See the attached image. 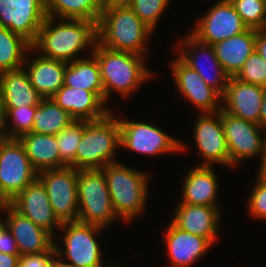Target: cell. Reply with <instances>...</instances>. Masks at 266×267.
<instances>
[{
	"label": "cell",
	"instance_id": "obj_1",
	"mask_svg": "<svg viewBox=\"0 0 266 267\" xmlns=\"http://www.w3.org/2000/svg\"><path fill=\"white\" fill-rule=\"evenodd\" d=\"M47 16L38 31L36 40L31 44L32 52L38 50L40 56L73 62L83 49L95 47L97 42V22L85 19L60 18ZM65 20V21H64ZM87 47V48H86Z\"/></svg>",
	"mask_w": 266,
	"mask_h": 267
},
{
	"label": "cell",
	"instance_id": "obj_2",
	"mask_svg": "<svg viewBox=\"0 0 266 267\" xmlns=\"http://www.w3.org/2000/svg\"><path fill=\"white\" fill-rule=\"evenodd\" d=\"M151 30L128 6L102 10L97 22V42L108 49L145 56Z\"/></svg>",
	"mask_w": 266,
	"mask_h": 267
},
{
	"label": "cell",
	"instance_id": "obj_3",
	"mask_svg": "<svg viewBox=\"0 0 266 267\" xmlns=\"http://www.w3.org/2000/svg\"><path fill=\"white\" fill-rule=\"evenodd\" d=\"M92 54L96 57L104 88V104L116 91L121 97H127L138 89L152 73L143 62L144 56L130 52L116 51L96 42Z\"/></svg>",
	"mask_w": 266,
	"mask_h": 267
},
{
	"label": "cell",
	"instance_id": "obj_4",
	"mask_svg": "<svg viewBox=\"0 0 266 267\" xmlns=\"http://www.w3.org/2000/svg\"><path fill=\"white\" fill-rule=\"evenodd\" d=\"M115 214L130 222L144 212L148 193V176L123 163H109L102 168Z\"/></svg>",
	"mask_w": 266,
	"mask_h": 267
},
{
	"label": "cell",
	"instance_id": "obj_5",
	"mask_svg": "<svg viewBox=\"0 0 266 267\" xmlns=\"http://www.w3.org/2000/svg\"><path fill=\"white\" fill-rule=\"evenodd\" d=\"M120 147V125L118 117L109 112L96 121H84L81 140L77 146L76 169H102L114 160Z\"/></svg>",
	"mask_w": 266,
	"mask_h": 267
},
{
	"label": "cell",
	"instance_id": "obj_6",
	"mask_svg": "<svg viewBox=\"0 0 266 267\" xmlns=\"http://www.w3.org/2000/svg\"><path fill=\"white\" fill-rule=\"evenodd\" d=\"M78 222L106 228L118 220L102 169L78 170Z\"/></svg>",
	"mask_w": 266,
	"mask_h": 267
},
{
	"label": "cell",
	"instance_id": "obj_7",
	"mask_svg": "<svg viewBox=\"0 0 266 267\" xmlns=\"http://www.w3.org/2000/svg\"><path fill=\"white\" fill-rule=\"evenodd\" d=\"M64 233V248L56 242V257L72 267H104L102 254L96 236L104 227L81 222H64L59 228ZM67 260V261H65Z\"/></svg>",
	"mask_w": 266,
	"mask_h": 267
},
{
	"label": "cell",
	"instance_id": "obj_8",
	"mask_svg": "<svg viewBox=\"0 0 266 267\" xmlns=\"http://www.w3.org/2000/svg\"><path fill=\"white\" fill-rule=\"evenodd\" d=\"M36 178L37 172L18 138L0 144V204L10 203Z\"/></svg>",
	"mask_w": 266,
	"mask_h": 267
},
{
	"label": "cell",
	"instance_id": "obj_9",
	"mask_svg": "<svg viewBox=\"0 0 266 267\" xmlns=\"http://www.w3.org/2000/svg\"><path fill=\"white\" fill-rule=\"evenodd\" d=\"M37 178L48 193L49 203L61 223L78 221V170L73 167L44 170Z\"/></svg>",
	"mask_w": 266,
	"mask_h": 267
},
{
	"label": "cell",
	"instance_id": "obj_10",
	"mask_svg": "<svg viewBox=\"0 0 266 267\" xmlns=\"http://www.w3.org/2000/svg\"><path fill=\"white\" fill-rule=\"evenodd\" d=\"M120 125V147L155 156L156 154L182 152L185 144L166 134L164 130L145 122L118 119Z\"/></svg>",
	"mask_w": 266,
	"mask_h": 267
},
{
	"label": "cell",
	"instance_id": "obj_11",
	"mask_svg": "<svg viewBox=\"0 0 266 267\" xmlns=\"http://www.w3.org/2000/svg\"><path fill=\"white\" fill-rule=\"evenodd\" d=\"M221 122L230 156V166L240 161L261 156L266 140V129L259 124L244 120L220 109ZM264 132L261 133V132ZM262 135H264L262 137Z\"/></svg>",
	"mask_w": 266,
	"mask_h": 267
},
{
	"label": "cell",
	"instance_id": "obj_12",
	"mask_svg": "<svg viewBox=\"0 0 266 267\" xmlns=\"http://www.w3.org/2000/svg\"><path fill=\"white\" fill-rule=\"evenodd\" d=\"M247 29L230 0H219L201 19L195 20L190 34L202 43L214 45Z\"/></svg>",
	"mask_w": 266,
	"mask_h": 267
},
{
	"label": "cell",
	"instance_id": "obj_13",
	"mask_svg": "<svg viewBox=\"0 0 266 267\" xmlns=\"http://www.w3.org/2000/svg\"><path fill=\"white\" fill-rule=\"evenodd\" d=\"M185 36L186 37L178 40L177 48L180 50L178 51L180 53L178 57L190 68L196 70L207 85L213 87L221 95H223L230 76L219 63L213 45L198 41L190 33ZM203 58H208L206 60H208V65L210 67L208 65H203V61H201Z\"/></svg>",
	"mask_w": 266,
	"mask_h": 267
},
{
	"label": "cell",
	"instance_id": "obj_14",
	"mask_svg": "<svg viewBox=\"0 0 266 267\" xmlns=\"http://www.w3.org/2000/svg\"><path fill=\"white\" fill-rule=\"evenodd\" d=\"M46 17L45 0H0V27L21 35L31 44Z\"/></svg>",
	"mask_w": 266,
	"mask_h": 267
},
{
	"label": "cell",
	"instance_id": "obj_15",
	"mask_svg": "<svg viewBox=\"0 0 266 267\" xmlns=\"http://www.w3.org/2000/svg\"><path fill=\"white\" fill-rule=\"evenodd\" d=\"M195 122L194 140L204 158L199 166L213 167L215 163L230 166V156L220 113H202Z\"/></svg>",
	"mask_w": 266,
	"mask_h": 267
},
{
	"label": "cell",
	"instance_id": "obj_16",
	"mask_svg": "<svg viewBox=\"0 0 266 267\" xmlns=\"http://www.w3.org/2000/svg\"><path fill=\"white\" fill-rule=\"evenodd\" d=\"M170 65L175 84L183 97L202 113H216L222 109V95L207 85L196 70L186 65L179 57L172 60Z\"/></svg>",
	"mask_w": 266,
	"mask_h": 267
},
{
	"label": "cell",
	"instance_id": "obj_17",
	"mask_svg": "<svg viewBox=\"0 0 266 267\" xmlns=\"http://www.w3.org/2000/svg\"><path fill=\"white\" fill-rule=\"evenodd\" d=\"M7 228L17 242L20 256L42 254L54 246L55 237L18 212L10 203L0 204Z\"/></svg>",
	"mask_w": 266,
	"mask_h": 267
},
{
	"label": "cell",
	"instance_id": "obj_18",
	"mask_svg": "<svg viewBox=\"0 0 266 267\" xmlns=\"http://www.w3.org/2000/svg\"><path fill=\"white\" fill-rule=\"evenodd\" d=\"M10 204L53 237L57 235L54 228L57 227L59 230L62 223L55 216L48 193L38 178L25 187Z\"/></svg>",
	"mask_w": 266,
	"mask_h": 267
},
{
	"label": "cell",
	"instance_id": "obj_19",
	"mask_svg": "<svg viewBox=\"0 0 266 267\" xmlns=\"http://www.w3.org/2000/svg\"><path fill=\"white\" fill-rule=\"evenodd\" d=\"M265 88L230 77L222 95V110L260 125V109Z\"/></svg>",
	"mask_w": 266,
	"mask_h": 267
},
{
	"label": "cell",
	"instance_id": "obj_20",
	"mask_svg": "<svg viewBox=\"0 0 266 267\" xmlns=\"http://www.w3.org/2000/svg\"><path fill=\"white\" fill-rule=\"evenodd\" d=\"M172 223L179 229L207 238L213 245L217 241L220 206H201L177 203Z\"/></svg>",
	"mask_w": 266,
	"mask_h": 267
},
{
	"label": "cell",
	"instance_id": "obj_21",
	"mask_svg": "<svg viewBox=\"0 0 266 267\" xmlns=\"http://www.w3.org/2000/svg\"><path fill=\"white\" fill-rule=\"evenodd\" d=\"M166 230L163 234L172 267H190L213 246L207 238L185 232L172 222Z\"/></svg>",
	"mask_w": 266,
	"mask_h": 267
},
{
	"label": "cell",
	"instance_id": "obj_22",
	"mask_svg": "<svg viewBox=\"0 0 266 267\" xmlns=\"http://www.w3.org/2000/svg\"><path fill=\"white\" fill-rule=\"evenodd\" d=\"M51 99L75 120L96 121L111 110L93 93L63 85Z\"/></svg>",
	"mask_w": 266,
	"mask_h": 267
},
{
	"label": "cell",
	"instance_id": "obj_23",
	"mask_svg": "<svg viewBox=\"0 0 266 267\" xmlns=\"http://www.w3.org/2000/svg\"><path fill=\"white\" fill-rule=\"evenodd\" d=\"M182 187V200L178 203L218 206V178L214 167H190L186 173Z\"/></svg>",
	"mask_w": 266,
	"mask_h": 267
},
{
	"label": "cell",
	"instance_id": "obj_24",
	"mask_svg": "<svg viewBox=\"0 0 266 267\" xmlns=\"http://www.w3.org/2000/svg\"><path fill=\"white\" fill-rule=\"evenodd\" d=\"M0 87L4 108L38 106L45 98L32 86L25 67L0 73Z\"/></svg>",
	"mask_w": 266,
	"mask_h": 267
},
{
	"label": "cell",
	"instance_id": "obj_25",
	"mask_svg": "<svg viewBox=\"0 0 266 267\" xmlns=\"http://www.w3.org/2000/svg\"><path fill=\"white\" fill-rule=\"evenodd\" d=\"M256 29L246 31L213 45L216 57L230 77H235L245 61L255 52Z\"/></svg>",
	"mask_w": 266,
	"mask_h": 267
},
{
	"label": "cell",
	"instance_id": "obj_26",
	"mask_svg": "<svg viewBox=\"0 0 266 267\" xmlns=\"http://www.w3.org/2000/svg\"><path fill=\"white\" fill-rule=\"evenodd\" d=\"M27 58L24 63H29L26 72L32 86L45 98H51L64 85L67 63L39 54L31 62Z\"/></svg>",
	"mask_w": 266,
	"mask_h": 267
},
{
	"label": "cell",
	"instance_id": "obj_27",
	"mask_svg": "<svg viewBox=\"0 0 266 267\" xmlns=\"http://www.w3.org/2000/svg\"><path fill=\"white\" fill-rule=\"evenodd\" d=\"M18 139L24 146L26 155L37 173L67 167L59 157L56 135L30 132L23 134Z\"/></svg>",
	"mask_w": 266,
	"mask_h": 267
},
{
	"label": "cell",
	"instance_id": "obj_28",
	"mask_svg": "<svg viewBox=\"0 0 266 267\" xmlns=\"http://www.w3.org/2000/svg\"><path fill=\"white\" fill-rule=\"evenodd\" d=\"M92 52L93 49L88 58L80 57L66 64L64 85L93 92L104 103L100 66Z\"/></svg>",
	"mask_w": 266,
	"mask_h": 267
},
{
	"label": "cell",
	"instance_id": "obj_29",
	"mask_svg": "<svg viewBox=\"0 0 266 267\" xmlns=\"http://www.w3.org/2000/svg\"><path fill=\"white\" fill-rule=\"evenodd\" d=\"M34 124L32 133L57 135L67 126H69L75 119L53 99L44 98L38 105L33 116Z\"/></svg>",
	"mask_w": 266,
	"mask_h": 267
},
{
	"label": "cell",
	"instance_id": "obj_30",
	"mask_svg": "<svg viewBox=\"0 0 266 267\" xmlns=\"http://www.w3.org/2000/svg\"><path fill=\"white\" fill-rule=\"evenodd\" d=\"M31 43L8 28L0 27V73L25 66Z\"/></svg>",
	"mask_w": 266,
	"mask_h": 267
},
{
	"label": "cell",
	"instance_id": "obj_31",
	"mask_svg": "<svg viewBox=\"0 0 266 267\" xmlns=\"http://www.w3.org/2000/svg\"><path fill=\"white\" fill-rule=\"evenodd\" d=\"M49 17L85 19L98 22L102 12L99 0H45Z\"/></svg>",
	"mask_w": 266,
	"mask_h": 267
},
{
	"label": "cell",
	"instance_id": "obj_32",
	"mask_svg": "<svg viewBox=\"0 0 266 267\" xmlns=\"http://www.w3.org/2000/svg\"><path fill=\"white\" fill-rule=\"evenodd\" d=\"M84 129V120H75L56 135L58 152L61 161L67 167L76 169L77 146Z\"/></svg>",
	"mask_w": 266,
	"mask_h": 267
},
{
	"label": "cell",
	"instance_id": "obj_33",
	"mask_svg": "<svg viewBox=\"0 0 266 267\" xmlns=\"http://www.w3.org/2000/svg\"><path fill=\"white\" fill-rule=\"evenodd\" d=\"M38 106H24L20 108H4L5 129L8 138H19L23 134L30 133L34 124V114ZM12 121L10 128L8 120ZM8 128L10 130H8Z\"/></svg>",
	"mask_w": 266,
	"mask_h": 267
},
{
	"label": "cell",
	"instance_id": "obj_34",
	"mask_svg": "<svg viewBox=\"0 0 266 267\" xmlns=\"http://www.w3.org/2000/svg\"><path fill=\"white\" fill-rule=\"evenodd\" d=\"M248 28L266 29V4L263 0H230Z\"/></svg>",
	"mask_w": 266,
	"mask_h": 267
},
{
	"label": "cell",
	"instance_id": "obj_35",
	"mask_svg": "<svg viewBox=\"0 0 266 267\" xmlns=\"http://www.w3.org/2000/svg\"><path fill=\"white\" fill-rule=\"evenodd\" d=\"M171 0H131L128 5L151 30H155Z\"/></svg>",
	"mask_w": 266,
	"mask_h": 267
},
{
	"label": "cell",
	"instance_id": "obj_36",
	"mask_svg": "<svg viewBox=\"0 0 266 267\" xmlns=\"http://www.w3.org/2000/svg\"><path fill=\"white\" fill-rule=\"evenodd\" d=\"M240 81L266 87V61L253 52L235 76Z\"/></svg>",
	"mask_w": 266,
	"mask_h": 267
},
{
	"label": "cell",
	"instance_id": "obj_37",
	"mask_svg": "<svg viewBox=\"0 0 266 267\" xmlns=\"http://www.w3.org/2000/svg\"><path fill=\"white\" fill-rule=\"evenodd\" d=\"M249 199V213L257 219H266V178L256 177Z\"/></svg>",
	"mask_w": 266,
	"mask_h": 267
},
{
	"label": "cell",
	"instance_id": "obj_38",
	"mask_svg": "<svg viewBox=\"0 0 266 267\" xmlns=\"http://www.w3.org/2000/svg\"><path fill=\"white\" fill-rule=\"evenodd\" d=\"M56 257L55 247L42 254L23 255L19 259L18 267H50Z\"/></svg>",
	"mask_w": 266,
	"mask_h": 267
},
{
	"label": "cell",
	"instance_id": "obj_39",
	"mask_svg": "<svg viewBox=\"0 0 266 267\" xmlns=\"http://www.w3.org/2000/svg\"><path fill=\"white\" fill-rule=\"evenodd\" d=\"M2 219H0V253L20 255L17 242L7 228L6 217L4 218L5 221Z\"/></svg>",
	"mask_w": 266,
	"mask_h": 267
},
{
	"label": "cell",
	"instance_id": "obj_40",
	"mask_svg": "<svg viewBox=\"0 0 266 267\" xmlns=\"http://www.w3.org/2000/svg\"><path fill=\"white\" fill-rule=\"evenodd\" d=\"M255 52L266 61V29L256 30Z\"/></svg>",
	"mask_w": 266,
	"mask_h": 267
},
{
	"label": "cell",
	"instance_id": "obj_41",
	"mask_svg": "<svg viewBox=\"0 0 266 267\" xmlns=\"http://www.w3.org/2000/svg\"><path fill=\"white\" fill-rule=\"evenodd\" d=\"M20 255L0 253V267H18Z\"/></svg>",
	"mask_w": 266,
	"mask_h": 267
},
{
	"label": "cell",
	"instance_id": "obj_42",
	"mask_svg": "<svg viewBox=\"0 0 266 267\" xmlns=\"http://www.w3.org/2000/svg\"><path fill=\"white\" fill-rule=\"evenodd\" d=\"M130 1L131 0H99L102 10L112 6L129 5Z\"/></svg>",
	"mask_w": 266,
	"mask_h": 267
},
{
	"label": "cell",
	"instance_id": "obj_43",
	"mask_svg": "<svg viewBox=\"0 0 266 267\" xmlns=\"http://www.w3.org/2000/svg\"><path fill=\"white\" fill-rule=\"evenodd\" d=\"M260 126L266 129V87L260 109Z\"/></svg>",
	"mask_w": 266,
	"mask_h": 267
},
{
	"label": "cell",
	"instance_id": "obj_44",
	"mask_svg": "<svg viewBox=\"0 0 266 267\" xmlns=\"http://www.w3.org/2000/svg\"><path fill=\"white\" fill-rule=\"evenodd\" d=\"M261 164H259V171L257 172L258 175L262 178H266V140L264 144V151H263V156L262 159L260 160Z\"/></svg>",
	"mask_w": 266,
	"mask_h": 267
},
{
	"label": "cell",
	"instance_id": "obj_45",
	"mask_svg": "<svg viewBox=\"0 0 266 267\" xmlns=\"http://www.w3.org/2000/svg\"><path fill=\"white\" fill-rule=\"evenodd\" d=\"M8 139L5 129V119L4 117H0V144L5 142Z\"/></svg>",
	"mask_w": 266,
	"mask_h": 267
},
{
	"label": "cell",
	"instance_id": "obj_46",
	"mask_svg": "<svg viewBox=\"0 0 266 267\" xmlns=\"http://www.w3.org/2000/svg\"><path fill=\"white\" fill-rule=\"evenodd\" d=\"M50 267H72V266L62 262L58 257H55Z\"/></svg>",
	"mask_w": 266,
	"mask_h": 267
},
{
	"label": "cell",
	"instance_id": "obj_47",
	"mask_svg": "<svg viewBox=\"0 0 266 267\" xmlns=\"http://www.w3.org/2000/svg\"><path fill=\"white\" fill-rule=\"evenodd\" d=\"M0 117H5L4 102L2 98L1 87H0Z\"/></svg>",
	"mask_w": 266,
	"mask_h": 267
}]
</instances>
